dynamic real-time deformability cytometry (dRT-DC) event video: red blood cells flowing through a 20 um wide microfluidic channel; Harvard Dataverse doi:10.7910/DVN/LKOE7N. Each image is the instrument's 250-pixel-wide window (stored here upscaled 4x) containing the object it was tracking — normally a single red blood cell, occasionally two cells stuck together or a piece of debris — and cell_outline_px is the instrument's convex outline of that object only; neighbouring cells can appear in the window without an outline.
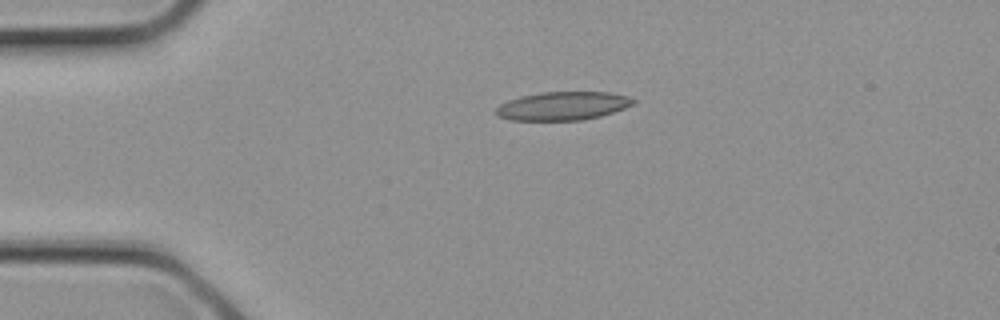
{"species": "common noctule bat (a hibernating species)", "species_latin": "Nyctalus noctula", "temperature_condition": "cold", "stored_images_in_passage": 3, "camera_frame_rate_fps": 3000, "um_per_image_px": 0.085, "animal": {"sex": "female", "body_mass_g": 21.9}, "frame": {"image": 1, "passage_image": 3, "time_ms": 0.667, "image_size_px": [1000, 320], "cell_outline_px": [[636, 104], [600, 116], [584, 120], [508, 120], [496, 116], [496, 108], [500, 104], [508, 100], [520, 96], [540, 92], [608, 92], [628, 96], [636, 100]], "centroid_in_image_um": [47.83, 9.0], "position_along_channel_um": 37.2, "area_um2": 22.89}}